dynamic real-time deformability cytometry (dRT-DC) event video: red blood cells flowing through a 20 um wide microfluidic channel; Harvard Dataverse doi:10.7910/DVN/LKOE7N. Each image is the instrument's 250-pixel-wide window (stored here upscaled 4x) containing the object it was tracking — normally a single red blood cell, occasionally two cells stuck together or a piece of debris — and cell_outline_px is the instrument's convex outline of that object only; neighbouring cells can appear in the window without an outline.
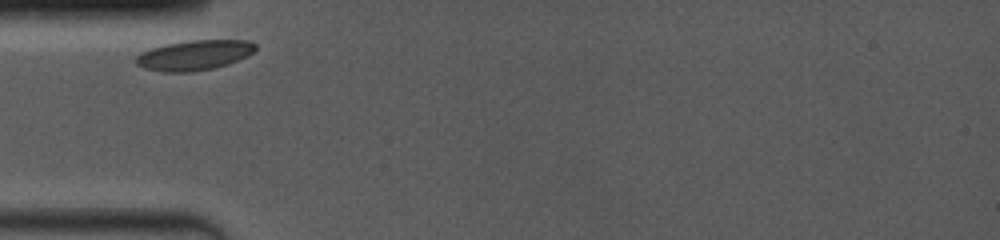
{"species": "common noctule bat (a hibernating species)", "species_latin": "Nyctalus noctula", "temperature_condition": "room temperature", "stored_images_in_passage": 24, "camera_frame_rate_fps": 4000, "um_per_image_px": 0.085, "animal": {"sex": "female", "body_mass_g": 19.0, "forearm_length_mm": 53.3}, "frame": {"image": 1, "passage_image": 1, "time_ms": 0.0, "image_size_px": [1000, 240], "cell_outline_px": [[256, 48], [248, 56], [228, 64], [212, 68], [192, 72], [164, 72], [144, 68], [136, 64], [136, 56], [140, 52], [152, 48], [168, 44], [192, 40], [248, 40], [256, 44]], "centroid_in_image_um": [16.52, 4.69], "position_along_channel_um": 68.5, "area_um2": 20.81}}
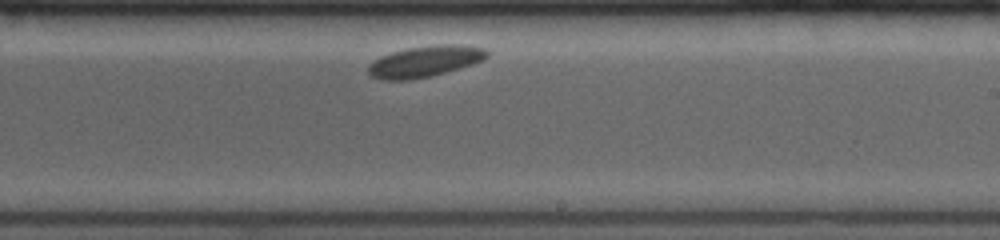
{"frame": {"image": 2, "passage_image": 14, "time_ms": 5.25, "image_size_px": [1000, 240], "cell_outline_px": [[488, 56], [484, 60], [472, 64], [432, 76], [412, 80], [380, 80], [368, 76], [368, 64], [380, 56], [392, 52], [408, 48], [436, 44], [464, 44], [484, 48], [488, 52]], "centroid_in_image_um": [36.09, 5.22], "position_along_channel_um": 252.9, "area_um2": 21.85}}
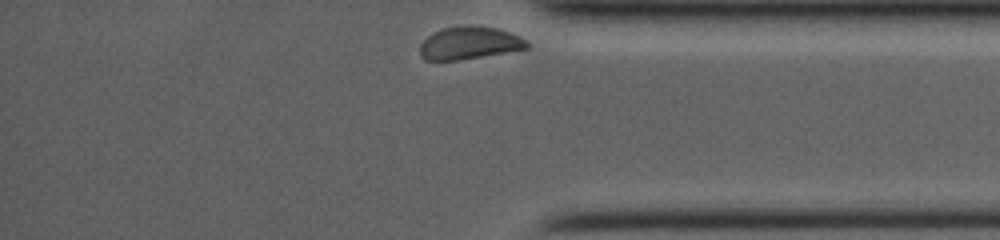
{"frame": {"image": 3, "passage_image": 24, "time_ms": 9.25, "image_size_px": [1000, 240], "cell_outline_px": [[528, 48], [460, 60], [424, 60], [420, 56], [420, 44], [428, 36], [440, 28], [496, 28], [520, 36], [528, 44]], "centroid_in_image_um": [39.85, 3.7], "position_along_channel_um": 395.3, "area_um2": 19.54}}